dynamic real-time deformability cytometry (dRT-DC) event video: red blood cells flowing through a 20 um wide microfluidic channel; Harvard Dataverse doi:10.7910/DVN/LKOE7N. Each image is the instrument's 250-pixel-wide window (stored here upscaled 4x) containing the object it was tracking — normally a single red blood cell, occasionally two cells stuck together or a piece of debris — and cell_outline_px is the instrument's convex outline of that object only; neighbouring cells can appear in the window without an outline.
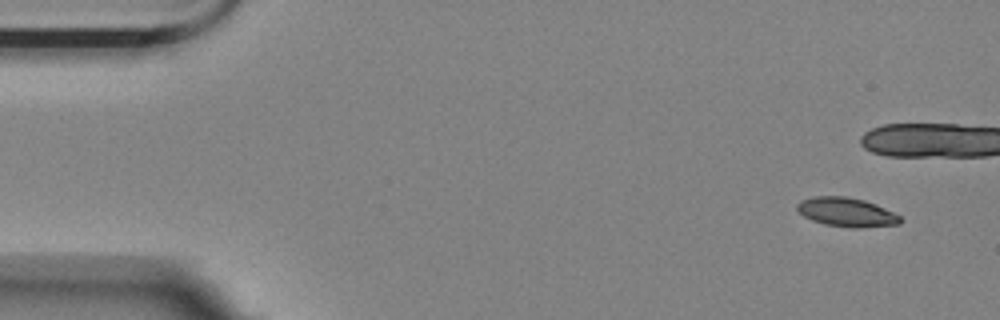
{"species": "Egyptian fruit bat (a non-hibernating species)", "species_latin": "Rousettus aegyptiacus", "temperature_condition": "room temperature", "stored_images_in_passage": 3, "camera_frame_rate_fps": 3000, "um_per_image_px": 0.085, "animal": {"sex": "female"}, "frame": {"image": 1, "passage_image": 1, "time_ms": 0.0, "image_size_px": [1000, 320], "cell_outline_px": [[904, 220], [900, 224], [860, 228], [852, 228], [824, 224], [812, 220], [804, 216], [796, 208], [796, 204], [800, 200], [812, 196], [848, 196], [864, 200], [876, 204], [900, 216]], "centroid_in_image_um": [71.96, 18.03], "position_along_channel_um": 13.0, "area_um2": 17.63}}